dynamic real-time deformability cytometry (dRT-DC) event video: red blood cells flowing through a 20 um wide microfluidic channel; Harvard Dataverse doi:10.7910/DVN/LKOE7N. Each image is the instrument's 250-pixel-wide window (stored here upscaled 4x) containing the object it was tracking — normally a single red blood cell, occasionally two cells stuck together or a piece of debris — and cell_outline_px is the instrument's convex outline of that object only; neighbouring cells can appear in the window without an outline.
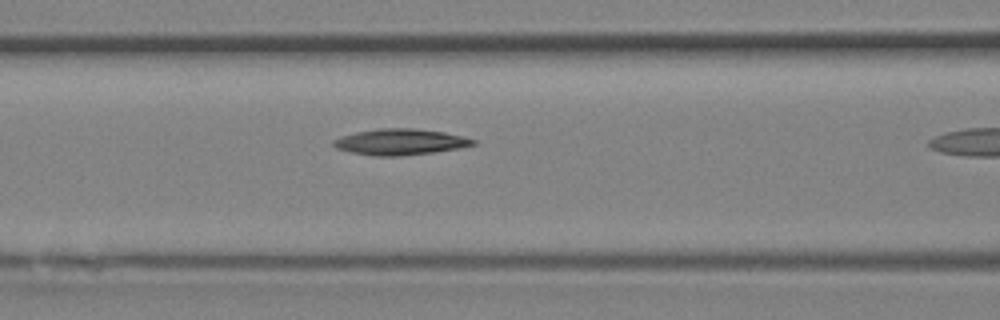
{"species": "Egyptian fruit bat (a non-hibernating species)", "species_latin": "Rousettus aegyptiacus", "temperature_condition": "room temperature", "stored_images_in_passage": 9, "camera_frame_rate_fps": 3000, "um_per_image_px": 0.085, "animal": {"sex": "female"}, "frame": {"image": 1, "passage_image": 8, "time_ms": 2.333, "image_size_px": [1000, 320], "cell_outline_px": [[476, 144], [460, 148], [432, 152], [400, 156], [372, 156], [352, 152], [336, 148], [332, 144], [332, 140], [340, 136], [356, 132], [380, 128], [412, 128], [444, 132], [464, 136], [476, 140]], "centroid_in_image_um": [34.01, 12.06], "position_along_channel_um": 132.6, "area_um2": 21.21}}